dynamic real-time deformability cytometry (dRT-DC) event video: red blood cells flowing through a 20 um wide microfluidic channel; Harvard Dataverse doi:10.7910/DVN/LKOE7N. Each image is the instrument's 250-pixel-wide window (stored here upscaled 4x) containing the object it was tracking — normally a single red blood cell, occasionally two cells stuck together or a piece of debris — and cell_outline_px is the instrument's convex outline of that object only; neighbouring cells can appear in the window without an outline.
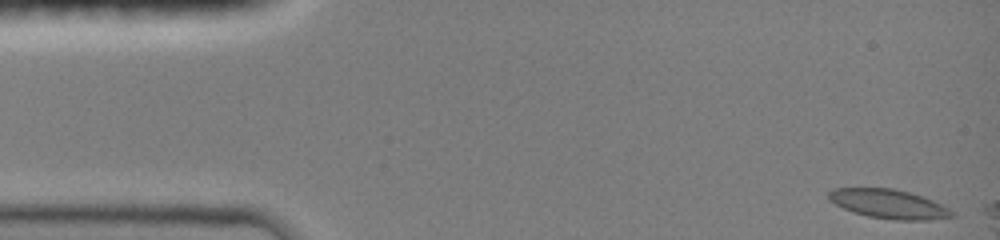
{"species": "common noctule bat (a hibernating species)", "species_latin": "Nyctalus noctula", "temperature_condition": "room temperature", "stored_images_in_passage": 46, "camera_frame_rate_fps": 3000, "um_per_image_px": 0.085, "animal": {"sex": "female", "body_mass_g": 19.0, "forearm_length_mm": 51.5}, "frame": {"image": 1, "passage_image": 1, "time_ms": 0.0, "image_size_px": [1000, 240], "cell_outline_px": [[956, 216], [928, 220], [892, 220], [868, 216], [852, 212], [828, 200], [828, 192], [832, 188], [892, 188], [924, 196], [948, 208]], "centroid_in_image_um": [75.52, 17.33], "position_along_channel_um": 9.5, "area_um2": 20.92}}
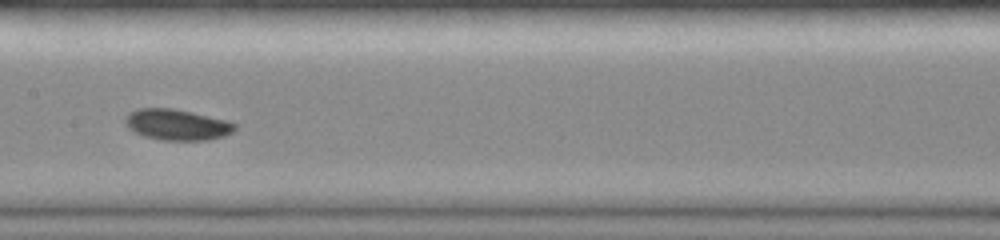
{"frame": {"image": 2, "passage_image": 23, "time_ms": 7.333, "image_size_px": [1000, 240], "cell_outline_px": [[236, 128], [232, 132], [224, 136], [208, 140], [160, 140], [144, 136], [128, 128], [124, 120], [136, 108], [172, 108], [192, 112], [228, 120], [236, 124]], "centroid_in_image_um": [15.07, 10.6], "position_along_channel_um": 192.3, "area_um2": 19.71}}
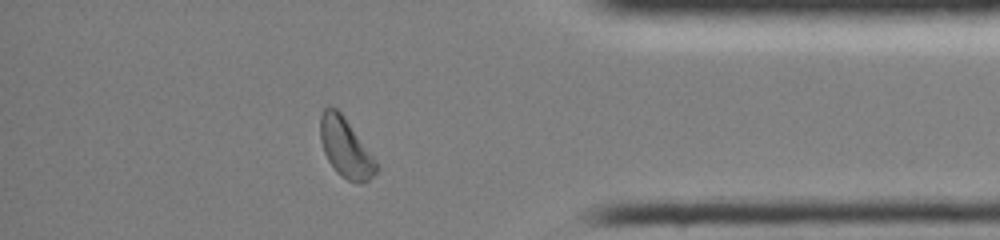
{"frame": {"image": 3, "passage_image": 40, "time_ms": 13.0, "image_size_px": [1000, 240], "cell_outline_px": [[380, 168], [364, 184], [348, 180], [340, 176], [336, 172], [328, 160], [324, 152], [320, 140], [320, 116], [324, 108], [336, 108], [344, 116], [376, 160]], "centroid_in_image_um": [29.38, 12.58], "position_along_channel_um": 405.8, "area_um2": 19.31}, "authors_computed_cell_mechanics": {"area_um2": 19.4208, "velocity_mm_per_s": 4.0145, "shape_relaxation_time_tau1_ms": 3.768, "shape_relaxation_time_tau2_ms": null, "deformation_change_tau1": 0.0925, "deformation_change_tau2": null}}